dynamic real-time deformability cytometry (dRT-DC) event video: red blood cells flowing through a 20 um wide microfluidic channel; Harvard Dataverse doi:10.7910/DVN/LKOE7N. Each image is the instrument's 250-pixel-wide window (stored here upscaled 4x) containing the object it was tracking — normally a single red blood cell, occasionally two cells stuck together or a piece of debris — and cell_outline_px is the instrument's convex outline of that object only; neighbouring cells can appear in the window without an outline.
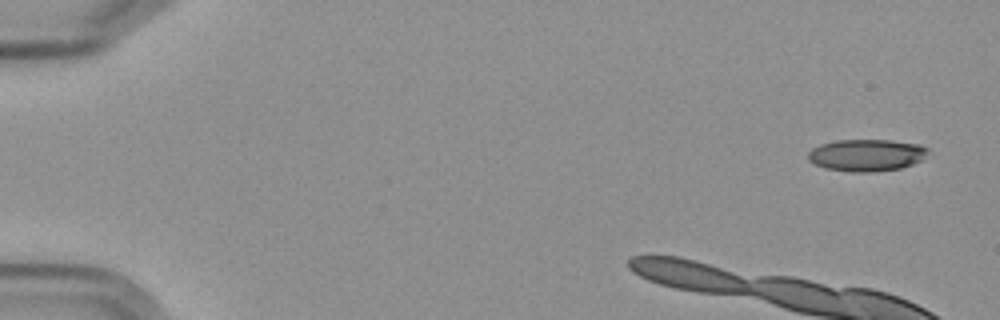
{"species": "Egyptian fruit bat (a non-hibernating species)", "species_latin": "Rousettus aegyptiacus", "temperature_condition": "cold", "stored_images_in_passage": 6, "camera_frame_rate_fps": 3000, "um_per_image_px": 0.085, "frame": {"image": 1, "passage_image": 1, "time_ms": 0.0, "image_size_px": [1000, 320], "cell_outline_px": [[928, 152], [920, 160], [912, 164], [900, 168], [872, 172], [852, 172], [824, 168], [808, 160], [808, 152], [812, 148], [820, 144], [836, 140], [892, 140], [920, 144], [928, 148]], "centroid_in_image_um": [73.64, 13.18], "position_along_channel_um": 11.4, "area_um2": 22.37}}